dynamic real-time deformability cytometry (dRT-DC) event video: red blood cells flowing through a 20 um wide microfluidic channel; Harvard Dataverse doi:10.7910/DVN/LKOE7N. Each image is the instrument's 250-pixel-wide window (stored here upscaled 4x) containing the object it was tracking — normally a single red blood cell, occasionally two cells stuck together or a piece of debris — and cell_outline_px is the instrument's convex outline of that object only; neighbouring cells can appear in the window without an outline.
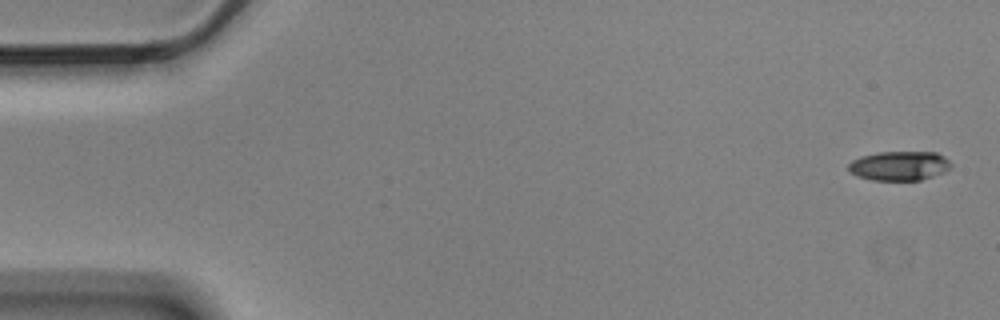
{"species": "Egyptian fruit bat (a non-hibernating species)", "species_latin": "Rousettus aegyptiacus", "temperature_condition": "cold", "stored_images_in_passage": 5, "camera_frame_rate_fps": 3000, "um_per_image_px": 0.085, "animal": {"sex": "male"}, "frame": {"image": 1, "passage_image": 1, "time_ms": 0.0, "image_size_px": [1000, 320], "cell_outline_px": [[952, 168], [944, 172], [920, 180], [872, 180], [856, 176], [848, 168], [848, 164], [852, 160], [860, 156], [880, 152], [936, 152], [944, 156], [952, 164]], "centroid_in_image_um": [76.46, 14.09], "position_along_channel_um": 8.5, "area_um2": 17.57}}